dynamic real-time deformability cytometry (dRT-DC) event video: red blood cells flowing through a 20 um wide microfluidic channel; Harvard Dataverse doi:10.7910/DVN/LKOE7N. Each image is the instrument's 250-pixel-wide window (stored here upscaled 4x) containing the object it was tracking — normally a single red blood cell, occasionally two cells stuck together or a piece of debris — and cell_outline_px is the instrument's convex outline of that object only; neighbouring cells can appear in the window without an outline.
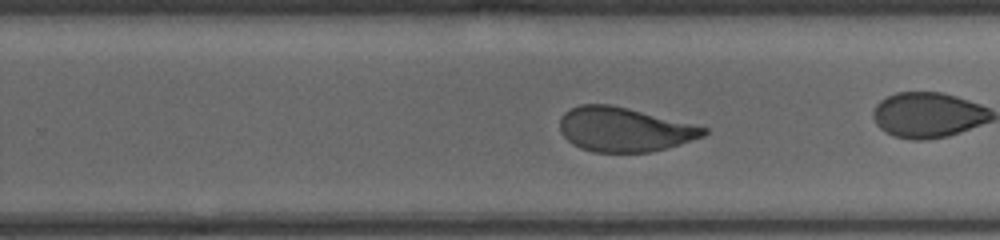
{"species": "human", "species_latin": "Homo sapiens", "temperature_condition": "cold", "stored_images_in_passage": 36, "camera_frame_rate_fps": 3000, "um_per_image_px": 0.085, "donor": {"sex": "male"}, "frame": {"image": 1, "passage_image": 26, "time_ms": 8.333, "image_size_px": [1000, 240], "cell_outline_px": [[708, 132], [704, 136], [680, 144], [652, 152], [592, 152], [580, 148], [572, 144], [560, 132], [560, 120], [564, 112], [580, 104], [608, 104], [628, 108], [708, 128]], "centroid_in_image_um": [53.04, 11.01], "position_along_channel_um": 276.8, "area_um2": 36.99}}